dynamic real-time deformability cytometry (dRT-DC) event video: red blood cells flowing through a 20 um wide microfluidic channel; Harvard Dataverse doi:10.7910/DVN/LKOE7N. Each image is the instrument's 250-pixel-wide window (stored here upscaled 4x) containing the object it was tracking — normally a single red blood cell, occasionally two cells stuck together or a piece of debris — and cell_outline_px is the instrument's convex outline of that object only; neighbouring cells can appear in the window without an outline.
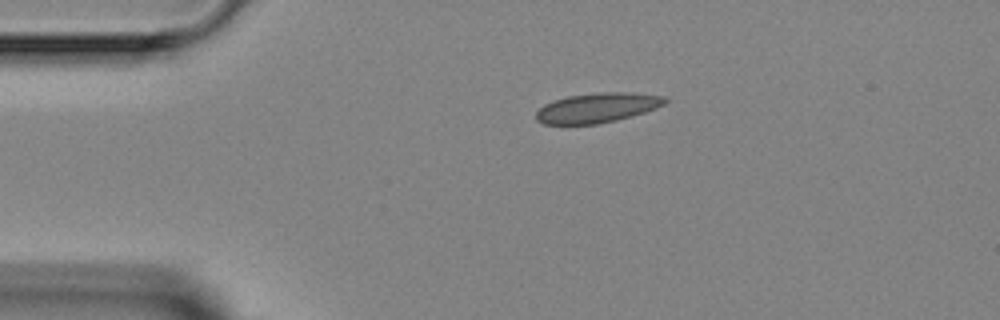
{"species": "Egyptian fruit bat (a non-hibernating species)", "species_latin": "Rousettus aegyptiacus", "temperature_condition": "room temperature", "stored_images_in_passage": 3, "camera_frame_rate_fps": 3000, "um_per_image_px": 0.085, "animal": {"sex": "female"}, "frame": {"image": 1, "passage_image": 1, "time_ms": 0.0, "image_size_px": [1000, 320], "cell_outline_px": [[668, 100], [664, 104], [656, 108], [632, 116], [616, 120], [596, 124], [544, 124], [536, 120], [536, 112], [544, 104], [568, 96], [600, 92], [628, 92], [664, 96]], "centroid_in_image_um": [50.77, 9.16], "position_along_channel_um": 34.2, "area_um2": 22.2}}